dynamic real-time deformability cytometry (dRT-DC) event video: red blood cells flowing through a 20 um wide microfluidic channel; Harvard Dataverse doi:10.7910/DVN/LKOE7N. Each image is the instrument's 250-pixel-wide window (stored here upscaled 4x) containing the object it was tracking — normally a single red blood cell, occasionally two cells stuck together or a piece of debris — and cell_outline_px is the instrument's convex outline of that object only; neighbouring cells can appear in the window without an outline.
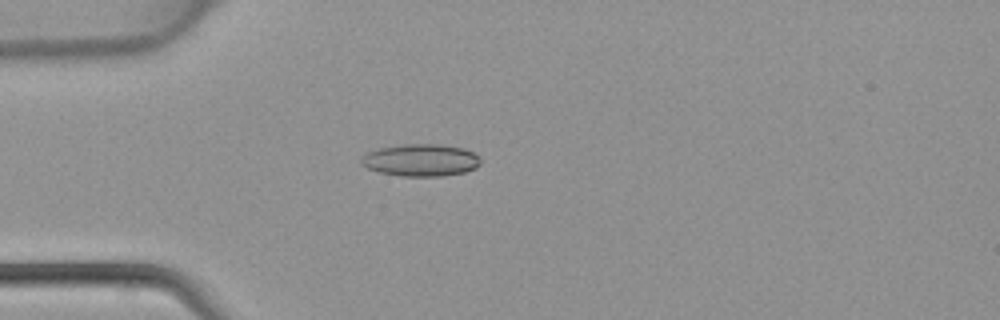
{"species": "common noctule bat (a hibernating species)", "species_latin": "Nyctalus noctula", "temperature_condition": "warm", "stored_images_in_passage": 45, "camera_frame_rate_fps": 3000, "um_per_image_px": 0.085, "animal": {"sex": "female", "body_mass_g": 22.7, "forearm_length_mm": 54.2}, "frame": {"image": 1, "passage_image": 13, "time_ms": 4.0, "image_size_px": [1000, 320], "cell_outline_px": [[480, 164], [476, 168], [464, 172], [444, 176], [400, 176], [380, 172], [368, 168], [360, 164], [360, 160], [368, 152], [380, 148], [404, 144], [440, 144], [464, 148], [472, 152], [480, 160]], "centroid_in_image_um": [35.77, 13.61], "position_along_channel_um": 49.2, "area_um2": 22.31}}
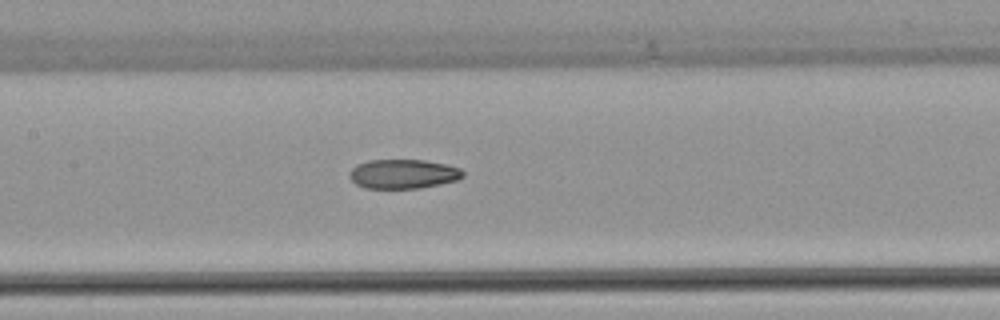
{"frame": {"image": 2, "passage_image": 22, "time_ms": 7.0, "image_size_px": [1000, 320], "cell_outline_px": [[464, 176], [456, 180], [440, 184], [420, 188], [364, 188], [356, 184], [348, 176], [348, 172], [356, 164], [368, 160], [424, 160], [444, 164], [460, 168], [464, 172]], "centroid_in_image_um": [34.24, 14.78], "position_along_channel_um": 173.2, "area_um2": 19.42}}
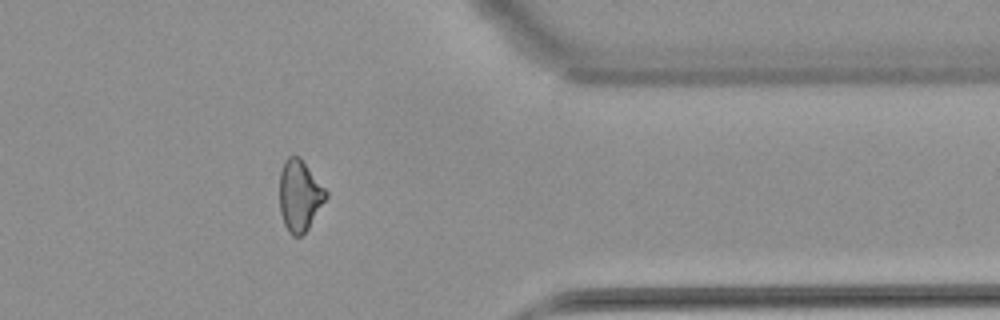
{"frame": {"image": 3, "passage_image": 37, "time_ms": 12.0, "image_size_px": [1000, 320], "cell_outline_px": [[328, 196], [308, 228], [300, 236], [292, 236], [288, 232], [284, 224], [280, 212], [280, 172], [284, 160], [288, 156], [300, 156], [328, 192]], "centroid_in_image_um": [25.46, 16.61], "position_along_channel_um": 385.9, "area_um2": 19.25}}